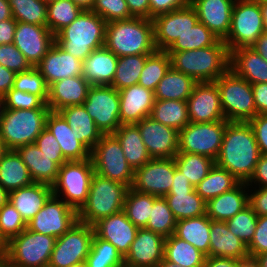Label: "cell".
Returning a JSON list of instances; mask_svg holds the SVG:
<instances>
[{"label": "cell", "mask_w": 267, "mask_h": 267, "mask_svg": "<svg viewBox=\"0 0 267 267\" xmlns=\"http://www.w3.org/2000/svg\"><path fill=\"white\" fill-rule=\"evenodd\" d=\"M260 155L249 122H228L215 164L228 170L240 182H247L254 172Z\"/></svg>", "instance_id": "cell-1"}, {"label": "cell", "mask_w": 267, "mask_h": 267, "mask_svg": "<svg viewBox=\"0 0 267 267\" xmlns=\"http://www.w3.org/2000/svg\"><path fill=\"white\" fill-rule=\"evenodd\" d=\"M167 53L171 68L189 75L197 83L215 82L230 69V52L220 39L209 47Z\"/></svg>", "instance_id": "cell-2"}, {"label": "cell", "mask_w": 267, "mask_h": 267, "mask_svg": "<svg viewBox=\"0 0 267 267\" xmlns=\"http://www.w3.org/2000/svg\"><path fill=\"white\" fill-rule=\"evenodd\" d=\"M104 46L117 57L152 54L157 50L153 21L133 17L108 22Z\"/></svg>", "instance_id": "cell-3"}, {"label": "cell", "mask_w": 267, "mask_h": 267, "mask_svg": "<svg viewBox=\"0 0 267 267\" xmlns=\"http://www.w3.org/2000/svg\"><path fill=\"white\" fill-rule=\"evenodd\" d=\"M106 24L98 14L83 10L74 21L55 35V43L65 52L84 61L93 50L104 47Z\"/></svg>", "instance_id": "cell-4"}, {"label": "cell", "mask_w": 267, "mask_h": 267, "mask_svg": "<svg viewBox=\"0 0 267 267\" xmlns=\"http://www.w3.org/2000/svg\"><path fill=\"white\" fill-rule=\"evenodd\" d=\"M129 187L94 173L86 203L77 212L78 221L93 225L123 210Z\"/></svg>", "instance_id": "cell-5"}, {"label": "cell", "mask_w": 267, "mask_h": 267, "mask_svg": "<svg viewBox=\"0 0 267 267\" xmlns=\"http://www.w3.org/2000/svg\"><path fill=\"white\" fill-rule=\"evenodd\" d=\"M50 109H6L0 118V138L7 150L33 144L46 128Z\"/></svg>", "instance_id": "cell-6"}, {"label": "cell", "mask_w": 267, "mask_h": 267, "mask_svg": "<svg viewBox=\"0 0 267 267\" xmlns=\"http://www.w3.org/2000/svg\"><path fill=\"white\" fill-rule=\"evenodd\" d=\"M56 239L26 228L7 242L6 267H46L49 265Z\"/></svg>", "instance_id": "cell-7"}, {"label": "cell", "mask_w": 267, "mask_h": 267, "mask_svg": "<svg viewBox=\"0 0 267 267\" xmlns=\"http://www.w3.org/2000/svg\"><path fill=\"white\" fill-rule=\"evenodd\" d=\"M228 122H248L257 115L251 84L231 69L215 81Z\"/></svg>", "instance_id": "cell-8"}, {"label": "cell", "mask_w": 267, "mask_h": 267, "mask_svg": "<svg viewBox=\"0 0 267 267\" xmlns=\"http://www.w3.org/2000/svg\"><path fill=\"white\" fill-rule=\"evenodd\" d=\"M94 173L91 158L66 161L59 167L58 177L52 185L53 195L78 212L87 201Z\"/></svg>", "instance_id": "cell-9"}, {"label": "cell", "mask_w": 267, "mask_h": 267, "mask_svg": "<svg viewBox=\"0 0 267 267\" xmlns=\"http://www.w3.org/2000/svg\"><path fill=\"white\" fill-rule=\"evenodd\" d=\"M95 173L132 188L134 170L126 161L122 147L113 134H103L90 152Z\"/></svg>", "instance_id": "cell-10"}, {"label": "cell", "mask_w": 267, "mask_h": 267, "mask_svg": "<svg viewBox=\"0 0 267 267\" xmlns=\"http://www.w3.org/2000/svg\"><path fill=\"white\" fill-rule=\"evenodd\" d=\"M265 32L259 0H235L231 26L223 40L229 52L242 47H251Z\"/></svg>", "instance_id": "cell-11"}, {"label": "cell", "mask_w": 267, "mask_h": 267, "mask_svg": "<svg viewBox=\"0 0 267 267\" xmlns=\"http://www.w3.org/2000/svg\"><path fill=\"white\" fill-rule=\"evenodd\" d=\"M228 121L192 123L179 131L178 153L205 155L216 160Z\"/></svg>", "instance_id": "cell-12"}, {"label": "cell", "mask_w": 267, "mask_h": 267, "mask_svg": "<svg viewBox=\"0 0 267 267\" xmlns=\"http://www.w3.org/2000/svg\"><path fill=\"white\" fill-rule=\"evenodd\" d=\"M82 105L102 134H113L120 127L119 91L111 85H91Z\"/></svg>", "instance_id": "cell-13"}, {"label": "cell", "mask_w": 267, "mask_h": 267, "mask_svg": "<svg viewBox=\"0 0 267 267\" xmlns=\"http://www.w3.org/2000/svg\"><path fill=\"white\" fill-rule=\"evenodd\" d=\"M93 236V225L77 221L66 233L56 239L48 266L69 267L85 261Z\"/></svg>", "instance_id": "cell-14"}, {"label": "cell", "mask_w": 267, "mask_h": 267, "mask_svg": "<svg viewBox=\"0 0 267 267\" xmlns=\"http://www.w3.org/2000/svg\"><path fill=\"white\" fill-rule=\"evenodd\" d=\"M78 221V213L61 198L51 195L40 211L27 223L31 231L58 238Z\"/></svg>", "instance_id": "cell-15"}, {"label": "cell", "mask_w": 267, "mask_h": 267, "mask_svg": "<svg viewBox=\"0 0 267 267\" xmlns=\"http://www.w3.org/2000/svg\"><path fill=\"white\" fill-rule=\"evenodd\" d=\"M174 158H152L134 172L132 189L137 192L165 197L172 186Z\"/></svg>", "instance_id": "cell-16"}, {"label": "cell", "mask_w": 267, "mask_h": 267, "mask_svg": "<svg viewBox=\"0 0 267 267\" xmlns=\"http://www.w3.org/2000/svg\"><path fill=\"white\" fill-rule=\"evenodd\" d=\"M152 21L156 49L166 51L179 36L191 29L199 20L196 10L188 5L160 14L154 17Z\"/></svg>", "instance_id": "cell-17"}, {"label": "cell", "mask_w": 267, "mask_h": 267, "mask_svg": "<svg viewBox=\"0 0 267 267\" xmlns=\"http://www.w3.org/2000/svg\"><path fill=\"white\" fill-rule=\"evenodd\" d=\"M151 158H174L179 148V131L146 117L136 123Z\"/></svg>", "instance_id": "cell-18"}, {"label": "cell", "mask_w": 267, "mask_h": 267, "mask_svg": "<svg viewBox=\"0 0 267 267\" xmlns=\"http://www.w3.org/2000/svg\"><path fill=\"white\" fill-rule=\"evenodd\" d=\"M190 122L209 123L225 120L219 90L215 82H201L194 86L187 99Z\"/></svg>", "instance_id": "cell-19"}, {"label": "cell", "mask_w": 267, "mask_h": 267, "mask_svg": "<svg viewBox=\"0 0 267 267\" xmlns=\"http://www.w3.org/2000/svg\"><path fill=\"white\" fill-rule=\"evenodd\" d=\"M55 42L47 26L17 22L13 44L32 67H36Z\"/></svg>", "instance_id": "cell-20"}, {"label": "cell", "mask_w": 267, "mask_h": 267, "mask_svg": "<svg viewBox=\"0 0 267 267\" xmlns=\"http://www.w3.org/2000/svg\"><path fill=\"white\" fill-rule=\"evenodd\" d=\"M164 244L162 235L139 228L124 263L128 267H158L164 258Z\"/></svg>", "instance_id": "cell-21"}, {"label": "cell", "mask_w": 267, "mask_h": 267, "mask_svg": "<svg viewBox=\"0 0 267 267\" xmlns=\"http://www.w3.org/2000/svg\"><path fill=\"white\" fill-rule=\"evenodd\" d=\"M93 228L94 234L113 244L123 258L129 252L139 229L127 218L123 210L98 220L93 224Z\"/></svg>", "instance_id": "cell-22"}, {"label": "cell", "mask_w": 267, "mask_h": 267, "mask_svg": "<svg viewBox=\"0 0 267 267\" xmlns=\"http://www.w3.org/2000/svg\"><path fill=\"white\" fill-rule=\"evenodd\" d=\"M36 68L48 87L58 80L83 75V61L65 52L55 42Z\"/></svg>", "instance_id": "cell-23"}, {"label": "cell", "mask_w": 267, "mask_h": 267, "mask_svg": "<svg viewBox=\"0 0 267 267\" xmlns=\"http://www.w3.org/2000/svg\"><path fill=\"white\" fill-rule=\"evenodd\" d=\"M16 151L36 183L52 186L58 177L59 167L66 162L62 156H47L35 143L19 147Z\"/></svg>", "instance_id": "cell-24"}, {"label": "cell", "mask_w": 267, "mask_h": 267, "mask_svg": "<svg viewBox=\"0 0 267 267\" xmlns=\"http://www.w3.org/2000/svg\"><path fill=\"white\" fill-rule=\"evenodd\" d=\"M235 0H191L199 22L203 23L220 40H224L230 30Z\"/></svg>", "instance_id": "cell-25"}, {"label": "cell", "mask_w": 267, "mask_h": 267, "mask_svg": "<svg viewBox=\"0 0 267 267\" xmlns=\"http://www.w3.org/2000/svg\"><path fill=\"white\" fill-rule=\"evenodd\" d=\"M120 111L122 124H136L150 117L155 102L154 92L136 84L119 90Z\"/></svg>", "instance_id": "cell-26"}, {"label": "cell", "mask_w": 267, "mask_h": 267, "mask_svg": "<svg viewBox=\"0 0 267 267\" xmlns=\"http://www.w3.org/2000/svg\"><path fill=\"white\" fill-rule=\"evenodd\" d=\"M90 87L83 76L58 80L49 86L46 104L50 111L55 112L68 106L82 105Z\"/></svg>", "instance_id": "cell-27"}, {"label": "cell", "mask_w": 267, "mask_h": 267, "mask_svg": "<svg viewBox=\"0 0 267 267\" xmlns=\"http://www.w3.org/2000/svg\"><path fill=\"white\" fill-rule=\"evenodd\" d=\"M46 129L56 138L65 161H80L90 158V151L77 140L76 134L59 112L50 111Z\"/></svg>", "instance_id": "cell-28"}, {"label": "cell", "mask_w": 267, "mask_h": 267, "mask_svg": "<svg viewBox=\"0 0 267 267\" xmlns=\"http://www.w3.org/2000/svg\"><path fill=\"white\" fill-rule=\"evenodd\" d=\"M209 236V256L250 260L247 245L229 230L225 221L210 219Z\"/></svg>", "instance_id": "cell-29"}, {"label": "cell", "mask_w": 267, "mask_h": 267, "mask_svg": "<svg viewBox=\"0 0 267 267\" xmlns=\"http://www.w3.org/2000/svg\"><path fill=\"white\" fill-rule=\"evenodd\" d=\"M248 205V185L246 182H240L233 189L210 199L206 203V214L211 220L227 221Z\"/></svg>", "instance_id": "cell-30"}, {"label": "cell", "mask_w": 267, "mask_h": 267, "mask_svg": "<svg viewBox=\"0 0 267 267\" xmlns=\"http://www.w3.org/2000/svg\"><path fill=\"white\" fill-rule=\"evenodd\" d=\"M52 194V186L33 182L26 187L10 191L9 201L27 224Z\"/></svg>", "instance_id": "cell-31"}, {"label": "cell", "mask_w": 267, "mask_h": 267, "mask_svg": "<svg viewBox=\"0 0 267 267\" xmlns=\"http://www.w3.org/2000/svg\"><path fill=\"white\" fill-rule=\"evenodd\" d=\"M230 69L251 85L267 83V61L251 47H242L230 52Z\"/></svg>", "instance_id": "cell-32"}, {"label": "cell", "mask_w": 267, "mask_h": 267, "mask_svg": "<svg viewBox=\"0 0 267 267\" xmlns=\"http://www.w3.org/2000/svg\"><path fill=\"white\" fill-rule=\"evenodd\" d=\"M118 57L105 46L93 50L83 61V77L90 85H111Z\"/></svg>", "instance_id": "cell-33"}, {"label": "cell", "mask_w": 267, "mask_h": 267, "mask_svg": "<svg viewBox=\"0 0 267 267\" xmlns=\"http://www.w3.org/2000/svg\"><path fill=\"white\" fill-rule=\"evenodd\" d=\"M90 152L103 135L83 105L68 106L58 111Z\"/></svg>", "instance_id": "cell-34"}, {"label": "cell", "mask_w": 267, "mask_h": 267, "mask_svg": "<svg viewBox=\"0 0 267 267\" xmlns=\"http://www.w3.org/2000/svg\"><path fill=\"white\" fill-rule=\"evenodd\" d=\"M113 135L120 142L126 161L134 171L152 159L136 124H122Z\"/></svg>", "instance_id": "cell-35"}, {"label": "cell", "mask_w": 267, "mask_h": 267, "mask_svg": "<svg viewBox=\"0 0 267 267\" xmlns=\"http://www.w3.org/2000/svg\"><path fill=\"white\" fill-rule=\"evenodd\" d=\"M174 234L209 257L210 218L207 214L177 221Z\"/></svg>", "instance_id": "cell-36"}, {"label": "cell", "mask_w": 267, "mask_h": 267, "mask_svg": "<svg viewBox=\"0 0 267 267\" xmlns=\"http://www.w3.org/2000/svg\"><path fill=\"white\" fill-rule=\"evenodd\" d=\"M32 183L21 156L16 150H8L0 160V185L10 192Z\"/></svg>", "instance_id": "cell-37"}, {"label": "cell", "mask_w": 267, "mask_h": 267, "mask_svg": "<svg viewBox=\"0 0 267 267\" xmlns=\"http://www.w3.org/2000/svg\"><path fill=\"white\" fill-rule=\"evenodd\" d=\"M197 82L170 68L154 90L155 100L187 101Z\"/></svg>", "instance_id": "cell-38"}, {"label": "cell", "mask_w": 267, "mask_h": 267, "mask_svg": "<svg viewBox=\"0 0 267 267\" xmlns=\"http://www.w3.org/2000/svg\"><path fill=\"white\" fill-rule=\"evenodd\" d=\"M206 256L174 233L165 238L164 259L178 267H202Z\"/></svg>", "instance_id": "cell-39"}, {"label": "cell", "mask_w": 267, "mask_h": 267, "mask_svg": "<svg viewBox=\"0 0 267 267\" xmlns=\"http://www.w3.org/2000/svg\"><path fill=\"white\" fill-rule=\"evenodd\" d=\"M150 117L178 131L190 123L187 101L155 100Z\"/></svg>", "instance_id": "cell-40"}, {"label": "cell", "mask_w": 267, "mask_h": 267, "mask_svg": "<svg viewBox=\"0 0 267 267\" xmlns=\"http://www.w3.org/2000/svg\"><path fill=\"white\" fill-rule=\"evenodd\" d=\"M164 198L176 221L206 214V202L195 189L192 192H169Z\"/></svg>", "instance_id": "cell-41"}, {"label": "cell", "mask_w": 267, "mask_h": 267, "mask_svg": "<svg viewBox=\"0 0 267 267\" xmlns=\"http://www.w3.org/2000/svg\"><path fill=\"white\" fill-rule=\"evenodd\" d=\"M240 181L228 170L214 165L208 175L195 187L196 192L207 203L222 193L236 187Z\"/></svg>", "instance_id": "cell-42"}, {"label": "cell", "mask_w": 267, "mask_h": 267, "mask_svg": "<svg viewBox=\"0 0 267 267\" xmlns=\"http://www.w3.org/2000/svg\"><path fill=\"white\" fill-rule=\"evenodd\" d=\"M176 168L189 179L191 185L195 188L209 173L210 169L215 165L212 158L193 154V153H177L174 157Z\"/></svg>", "instance_id": "cell-43"}, {"label": "cell", "mask_w": 267, "mask_h": 267, "mask_svg": "<svg viewBox=\"0 0 267 267\" xmlns=\"http://www.w3.org/2000/svg\"><path fill=\"white\" fill-rule=\"evenodd\" d=\"M155 198L156 196L154 195L140 193L129 188L125 198L123 211L127 218L136 227H146Z\"/></svg>", "instance_id": "cell-44"}, {"label": "cell", "mask_w": 267, "mask_h": 267, "mask_svg": "<svg viewBox=\"0 0 267 267\" xmlns=\"http://www.w3.org/2000/svg\"><path fill=\"white\" fill-rule=\"evenodd\" d=\"M148 55L118 57L116 71L111 84L118 91L136 85Z\"/></svg>", "instance_id": "cell-45"}, {"label": "cell", "mask_w": 267, "mask_h": 267, "mask_svg": "<svg viewBox=\"0 0 267 267\" xmlns=\"http://www.w3.org/2000/svg\"><path fill=\"white\" fill-rule=\"evenodd\" d=\"M219 38L212 33L203 23L197 22L191 29L183 33L166 50V52H181L196 50L214 45Z\"/></svg>", "instance_id": "cell-46"}, {"label": "cell", "mask_w": 267, "mask_h": 267, "mask_svg": "<svg viewBox=\"0 0 267 267\" xmlns=\"http://www.w3.org/2000/svg\"><path fill=\"white\" fill-rule=\"evenodd\" d=\"M170 68L169 54L163 50H156L147 56L138 84L154 92Z\"/></svg>", "instance_id": "cell-47"}, {"label": "cell", "mask_w": 267, "mask_h": 267, "mask_svg": "<svg viewBox=\"0 0 267 267\" xmlns=\"http://www.w3.org/2000/svg\"><path fill=\"white\" fill-rule=\"evenodd\" d=\"M83 10L71 0H57L47 4V27L57 35L74 21Z\"/></svg>", "instance_id": "cell-48"}, {"label": "cell", "mask_w": 267, "mask_h": 267, "mask_svg": "<svg viewBox=\"0 0 267 267\" xmlns=\"http://www.w3.org/2000/svg\"><path fill=\"white\" fill-rule=\"evenodd\" d=\"M176 219L164 197H156L145 229L169 237L175 232Z\"/></svg>", "instance_id": "cell-49"}, {"label": "cell", "mask_w": 267, "mask_h": 267, "mask_svg": "<svg viewBox=\"0 0 267 267\" xmlns=\"http://www.w3.org/2000/svg\"><path fill=\"white\" fill-rule=\"evenodd\" d=\"M12 17L17 22L47 26V4L44 0H9Z\"/></svg>", "instance_id": "cell-50"}, {"label": "cell", "mask_w": 267, "mask_h": 267, "mask_svg": "<svg viewBox=\"0 0 267 267\" xmlns=\"http://www.w3.org/2000/svg\"><path fill=\"white\" fill-rule=\"evenodd\" d=\"M85 262L88 267H116L124 263V258L113 244L94 234Z\"/></svg>", "instance_id": "cell-51"}, {"label": "cell", "mask_w": 267, "mask_h": 267, "mask_svg": "<svg viewBox=\"0 0 267 267\" xmlns=\"http://www.w3.org/2000/svg\"><path fill=\"white\" fill-rule=\"evenodd\" d=\"M13 89L39 96L45 103L48 101V89L44 77L36 67L16 73Z\"/></svg>", "instance_id": "cell-52"}, {"label": "cell", "mask_w": 267, "mask_h": 267, "mask_svg": "<svg viewBox=\"0 0 267 267\" xmlns=\"http://www.w3.org/2000/svg\"><path fill=\"white\" fill-rule=\"evenodd\" d=\"M257 219L258 215L248 205L225 222L229 230L248 245L254 236Z\"/></svg>", "instance_id": "cell-53"}, {"label": "cell", "mask_w": 267, "mask_h": 267, "mask_svg": "<svg viewBox=\"0 0 267 267\" xmlns=\"http://www.w3.org/2000/svg\"><path fill=\"white\" fill-rule=\"evenodd\" d=\"M26 228V222L10 201L0 208V235L6 242Z\"/></svg>", "instance_id": "cell-54"}, {"label": "cell", "mask_w": 267, "mask_h": 267, "mask_svg": "<svg viewBox=\"0 0 267 267\" xmlns=\"http://www.w3.org/2000/svg\"><path fill=\"white\" fill-rule=\"evenodd\" d=\"M91 11L107 23L133 18L125 0H95Z\"/></svg>", "instance_id": "cell-55"}, {"label": "cell", "mask_w": 267, "mask_h": 267, "mask_svg": "<svg viewBox=\"0 0 267 267\" xmlns=\"http://www.w3.org/2000/svg\"><path fill=\"white\" fill-rule=\"evenodd\" d=\"M4 108L6 109H50L48 105L37 95L21 92L11 88L4 96Z\"/></svg>", "instance_id": "cell-56"}, {"label": "cell", "mask_w": 267, "mask_h": 267, "mask_svg": "<svg viewBox=\"0 0 267 267\" xmlns=\"http://www.w3.org/2000/svg\"><path fill=\"white\" fill-rule=\"evenodd\" d=\"M0 65L15 73L26 71L32 67L13 43L0 45Z\"/></svg>", "instance_id": "cell-57"}, {"label": "cell", "mask_w": 267, "mask_h": 267, "mask_svg": "<svg viewBox=\"0 0 267 267\" xmlns=\"http://www.w3.org/2000/svg\"><path fill=\"white\" fill-rule=\"evenodd\" d=\"M250 261L259 254L267 252V216H258L251 242L247 245Z\"/></svg>", "instance_id": "cell-58"}, {"label": "cell", "mask_w": 267, "mask_h": 267, "mask_svg": "<svg viewBox=\"0 0 267 267\" xmlns=\"http://www.w3.org/2000/svg\"><path fill=\"white\" fill-rule=\"evenodd\" d=\"M253 129L260 154L267 155V114H259L248 121Z\"/></svg>", "instance_id": "cell-59"}, {"label": "cell", "mask_w": 267, "mask_h": 267, "mask_svg": "<svg viewBox=\"0 0 267 267\" xmlns=\"http://www.w3.org/2000/svg\"><path fill=\"white\" fill-rule=\"evenodd\" d=\"M249 206L258 216H267V188L248 186Z\"/></svg>", "instance_id": "cell-60"}, {"label": "cell", "mask_w": 267, "mask_h": 267, "mask_svg": "<svg viewBox=\"0 0 267 267\" xmlns=\"http://www.w3.org/2000/svg\"><path fill=\"white\" fill-rule=\"evenodd\" d=\"M150 19L168 13L191 4V0H149Z\"/></svg>", "instance_id": "cell-61"}, {"label": "cell", "mask_w": 267, "mask_h": 267, "mask_svg": "<svg viewBox=\"0 0 267 267\" xmlns=\"http://www.w3.org/2000/svg\"><path fill=\"white\" fill-rule=\"evenodd\" d=\"M35 144L47 156H62L58 141L46 128L36 138Z\"/></svg>", "instance_id": "cell-62"}, {"label": "cell", "mask_w": 267, "mask_h": 267, "mask_svg": "<svg viewBox=\"0 0 267 267\" xmlns=\"http://www.w3.org/2000/svg\"><path fill=\"white\" fill-rule=\"evenodd\" d=\"M246 183L248 186L267 188V155L259 156L254 172Z\"/></svg>", "instance_id": "cell-63"}, {"label": "cell", "mask_w": 267, "mask_h": 267, "mask_svg": "<svg viewBox=\"0 0 267 267\" xmlns=\"http://www.w3.org/2000/svg\"><path fill=\"white\" fill-rule=\"evenodd\" d=\"M257 115L267 114V83H256L251 85Z\"/></svg>", "instance_id": "cell-64"}, {"label": "cell", "mask_w": 267, "mask_h": 267, "mask_svg": "<svg viewBox=\"0 0 267 267\" xmlns=\"http://www.w3.org/2000/svg\"><path fill=\"white\" fill-rule=\"evenodd\" d=\"M247 262H250V260L209 256L205 258L202 267H245Z\"/></svg>", "instance_id": "cell-65"}, {"label": "cell", "mask_w": 267, "mask_h": 267, "mask_svg": "<svg viewBox=\"0 0 267 267\" xmlns=\"http://www.w3.org/2000/svg\"><path fill=\"white\" fill-rule=\"evenodd\" d=\"M127 2L130 14L133 17L150 19L149 0H125Z\"/></svg>", "instance_id": "cell-66"}, {"label": "cell", "mask_w": 267, "mask_h": 267, "mask_svg": "<svg viewBox=\"0 0 267 267\" xmlns=\"http://www.w3.org/2000/svg\"><path fill=\"white\" fill-rule=\"evenodd\" d=\"M16 24L17 21L13 17L0 22V45L13 43Z\"/></svg>", "instance_id": "cell-67"}, {"label": "cell", "mask_w": 267, "mask_h": 267, "mask_svg": "<svg viewBox=\"0 0 267 267\" xmlns=\"http://www.w3.org/2000/svg\"><path fill=\"white\" fill-rule=\"evenodd\" d=\"M194 189L195 188L191 185L189 179H186L184 174L176 168L174 162V177L169 192H192Z\"/></svg>", "instance_id": "cell-68"}, {"label": "cell", "mask_w": 267, "mask_h": 267, "mask_svg": "<svg viewBox=\"0 0 267 267\" xmlns=\"http://www.w3.org/2000/svg\"><path fill=\"white\" fill-rule=\"evenodd\" d=\"M16 73L0 65V95L4 96L13 88Z\"/></svg>", "instance_id": "cell-69"}, {"label": "cell", "mask_w": 267, "mask_h": 267, "mask_svg": "<svg viewBox=\"0 0 267 267\" xmlns=\"http://www.w3.org/2000/svg\"><path fill=\"white\" fill-rule=\"evenodd\" d=\"M251 48L267 61V32H263Z\"/></svg>", "instance_id": "cell-70"}, {"label": "cell", "mask_w": 267, "mask_h": 267, "mask_svg": "<svg viewBox=\"0 0 267 267\" xmlns=\"http://www.w3.org/2000/svg\"><path fill=\"white\" fill-rule=\"evenodd\" d=\"M12 18L9 0H0V22Z\"/></svg>", "instance_id": "cell-71"}, {"label": "cell", "mask_w": 267, "mask_h": 267, "mask_svg": "<svg viewBox=\"0 0 267 267\" xmlns=\"http://www.w3.org/2000/svg\"><path fill=\"white\" fill-rule=\"evenodd\" d=\"M250 262L256 267H267V252L256 255Z\"/></svg>", "instance_id": "cell-72"}, {"label": "cell", "mask_w": 267, "mask_h": 267, "mask_svg": "<svg viewBox=\"0 0 267 267\" xmlns=\"http://www.w3.org/2000/svg\"><path fill=\"white\" fill-rule=\"evenodd\" d=\"M82 10H92L95 0H71Z\"/></svg>", "instance_id": "cell-73"}, {"label": "cell", "mask_w": 267, "mask_h": 267, "mask_svg": "<svg viewBox=\"0 0 267 267\" xmlns=\"http://www.w3.org/2000/svg\"><path fill=\"white\" fill-rule=\"evenodd\" d=\"M261 15L263 19V26L265 32H267V1L259 0Z\"/></svg>", "instance_id": "cell-74"}, {"label": "cell", "mask_w": 267, "mask_h": 267, "mask_svg": "<svg viewBox=\"0 0 267 267\" xmlns=\"http://www.w3.org/2000/svg\"><path fill=\"white\" fill-rule=\"evenodd\" d=\"M9 201V192L0 185V208Z\"/></svg>", "instance_id": "cell-75"}, {"label": "cell", "mask_w": 267, "mask_h": 267, "mask_svg": "<svg viewBox=\"0 0 267 267\" xmlns=\"http://www.w3.org/2000/svg\"><path fill=\"white\" fill-rule=\"evenodd\" d=\"M7 250V242L0 235V256H5Z\"/></svg>", "instance_id": "cell-76"}, {"label": "cell", "mask_w": 267, "mask_h": 267, "mask_svg": "<svg viewBox=\"0 0 267 267\" xmlns=\"http://www.w3.org/2000/svg\"><path fill=\"white\" fill-rule=\"evenodd\" d=\"M158 267H178V266L163 258L162 261L159 263Z\"/></svg>", "instance_id": "cell-77"}, {"label": "cell", "mask_w": 267, "mask_h": 267, "mask_svg": "<svg viewBox=\"0 0 267 267\" xmlns=\"http://www.w3.org/2000/svg\"><path fill=\"white\" fill-rule=\"evenodd\" d=\"M7 151L4 141L0 138V160Z\"/></svg>", "instance_id": "cell-78"}, {"label": "cell", "mask_w": 267, "mask_h": 267, "mask_svg": "<svg viewBox=\"0 0 267 267\" xmlns=\"http://www.w3.org/2000/svg\"><path fill=\"white\" fill-rule=\"evenodd\" d=\"M3 110H4V98L3 96L0 95V118L1 115L3 114Z\"/></svg>", "instance_id": "cell-79"}, {"label": "cell", "mask_w": 267, "mask_h": 267, "mask_svg": "<svg viewBox=\"0 0 267 267\" xmlns=\"http://www.w3.org/2000/svg\"><path fill=\"white\" fill-rule=\"evenodd\" d=\"M69 267H88L87 263L85 261L79 262L77 264H73Z\"/></svg>", "instance_id": "cell-80"}]
</instances>
